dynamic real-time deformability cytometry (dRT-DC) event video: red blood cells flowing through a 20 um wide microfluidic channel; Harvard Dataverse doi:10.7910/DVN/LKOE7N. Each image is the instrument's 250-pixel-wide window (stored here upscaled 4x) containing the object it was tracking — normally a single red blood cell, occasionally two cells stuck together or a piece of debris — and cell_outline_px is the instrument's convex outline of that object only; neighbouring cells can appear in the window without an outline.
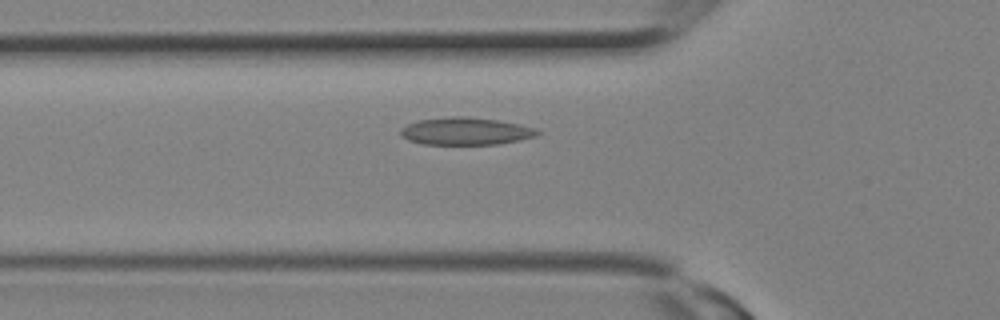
{"species": "Egyptian fruit bat (a non-hibernating species)", "species_latin": "Rousettus aegyptiacus", "temperature_condition": "room temperature", "stored_images_in_passage": 3, "camera_frame_rate_fps": 3000, "um_per_image_px": 0.085, "animal": {"sex": "female"}, "frame": {"image": 1, "passage_image": 2, "time_ms": 0.333, "image_size_px": [1000, 320], "cell_outline_px": [[540, 132], [536, 136], [496, 144], [424, 144], [408, 140], [400, 132], [400, 128], [416, 120], [452, 116], [464, 116], [496, 120], [516, 124], [532, 128]], "centroid_in_image_um": [39.51, 11.14], "position_along_channel_um": 86.3, "area_um2": 21.44}}